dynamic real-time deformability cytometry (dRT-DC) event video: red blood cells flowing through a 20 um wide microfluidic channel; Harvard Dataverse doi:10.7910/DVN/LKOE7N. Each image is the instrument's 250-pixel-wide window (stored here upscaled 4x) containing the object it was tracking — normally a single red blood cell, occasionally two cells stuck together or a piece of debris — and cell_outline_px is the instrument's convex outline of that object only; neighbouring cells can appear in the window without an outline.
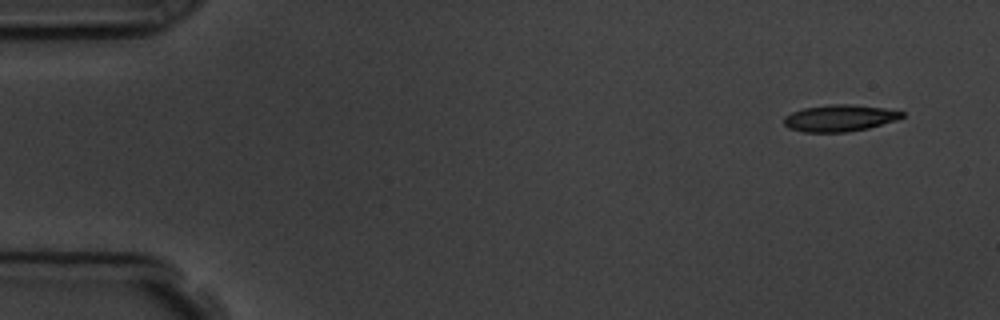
{"species": "common noctule bat (a hibernating species)", "species_latin": "Nyctalus noctula", "temperature_condition": "room temperature", "stored_images_in_passage": 4, "camera_frame_rate_fps": 3000, "um_per_image_px": 0.085, "animal": {"sex": "male", "body_mass_g": 19.5, "forearm_length_mm": 54.6}, "frame": {"image": 1, "passage_image": 1, "time_ms": 0.0, "image_size_px": [1000, 320], "cell_outline_px": [[904, 116], [896, 120], [868, 128], [848, 132], [804, 132], [788, 128], [784, 124], [784, 116], [792, 112], [804, 108], [832, 104], [852, 104], [884, 108], [904, 112]], "centroid_in_image_um": [71.36, 10.04], "position_along_channel_um": 13.6, "area_um2": 18.32}}